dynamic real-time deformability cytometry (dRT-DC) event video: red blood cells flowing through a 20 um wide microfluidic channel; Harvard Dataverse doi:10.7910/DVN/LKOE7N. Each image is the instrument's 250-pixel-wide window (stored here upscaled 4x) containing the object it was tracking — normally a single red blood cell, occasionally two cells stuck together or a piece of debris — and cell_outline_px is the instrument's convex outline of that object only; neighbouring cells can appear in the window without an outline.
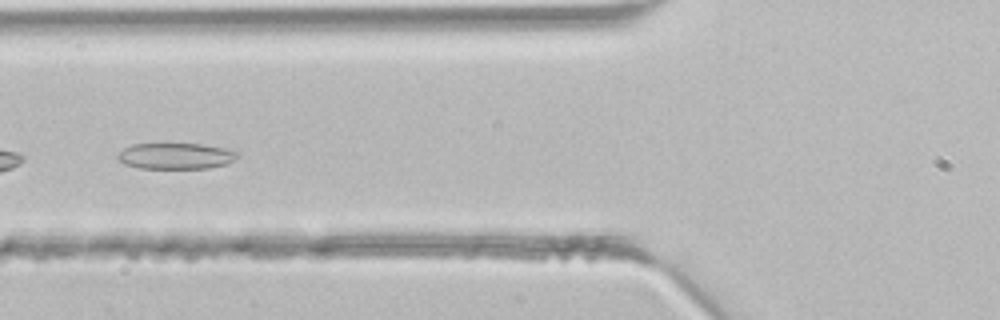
{"species": "common noctule bat (a hibernating species)", "species_latin": "Nyctalus noctula", "temperature_condition": "room temperature", "stored_images_in_passage": 36, "camera_frame_rate_fps": 3000, "um_per_image_px": 0.085, "animal": {"sex": "male", "body_mass_g": 21.5, "forearm_length_mm": 52.0}, "frame": {"image": 1, "passage_image": 11, "time_ms": 3.333, "image_size_px": [1000, 320], "cell_outline_px": [[236, 156], [232, 160], [224, 164], [208, 168], [140, 168], [124, 164], [116, 156], [124, 148], [132, 144], [200, 144], [224, 148], [236, 152]], "centroid_in_image_um": [14.87, 13.26], "position_along_channel_um": 110.9, "area_um2": 17.8}}
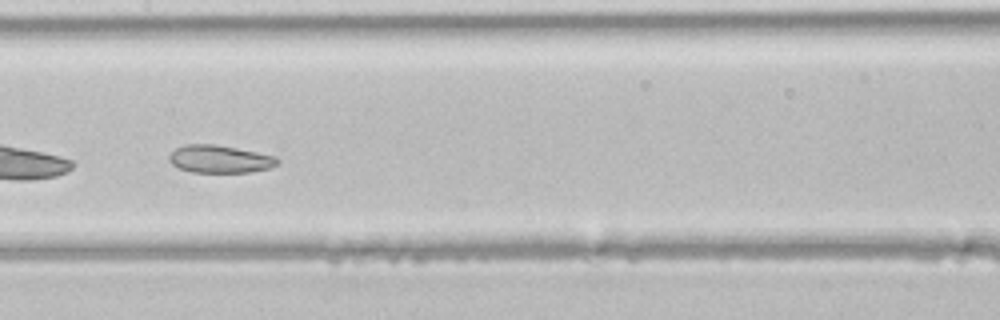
{"frame": {"image": 2, "passage_image": 16, "time_ms": 5.0, "image_size_px": [1000, 320], "cell_outline_px": [[280, 160], [276, 164], [268, 168], [248, 172], [192, 172], [180, 168], [172, 164], [168, 160], [168, 156], [176, 148], [184, 144], [216, 144], [276, 156]], "centroid_in_image_um": [18.65, 13.51], "position_along_channel_um": 188.7, "area_um2": 17.34}}
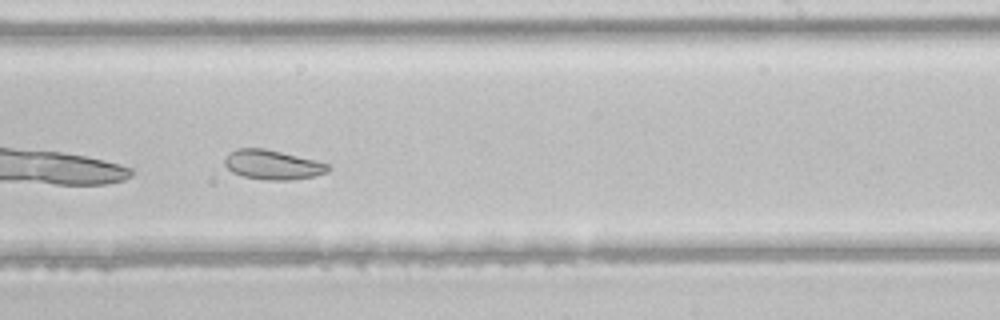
{"frame": {"image": 3, "passage_image": 21, "time_ms": 6.667, "image_size_px": [1000, 320], "cell_outline_px": [[332, 168], [328, 172], [312, 176], [292, 180], [264, 180], [244, 176], [232, 172], [224, 164], [224, 160], [228, 152], [236, 148], [264, 148], [328, 164]], "centroid_in_image_um": [23.13, 14.0], "position_along_channel_um": 265.9, "area_um2": 17.63}}